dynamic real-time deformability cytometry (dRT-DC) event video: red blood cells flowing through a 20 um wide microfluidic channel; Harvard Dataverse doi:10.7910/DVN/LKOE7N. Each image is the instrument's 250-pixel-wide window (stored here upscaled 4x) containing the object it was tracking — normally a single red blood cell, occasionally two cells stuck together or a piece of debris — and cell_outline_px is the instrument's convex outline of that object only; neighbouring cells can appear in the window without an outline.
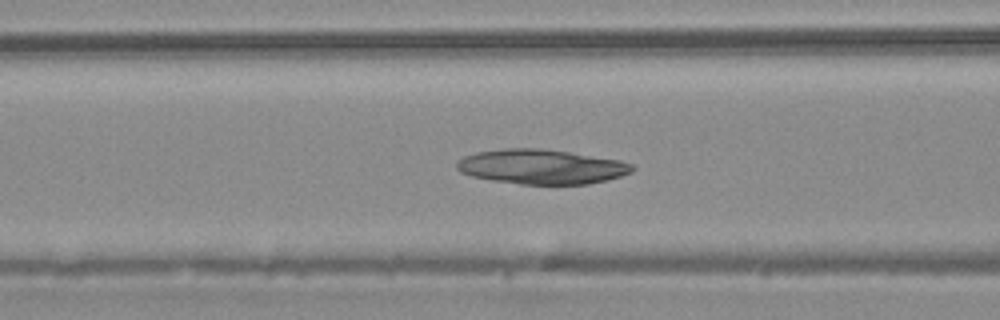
{"species": "common noctule bat (a hibernating species)", "species_latin": "Nyctalus noctula", "temperature_condition": "warm", "stored_images_in_passage": 44, "camera_frame_rate_fps": 3000, "um_per_image_px": 0.085, "animal": {"sex": "male", "body_mass_g": 20.4}, "frame": {"image": 1, "passage_image": 16, "time_ms": 5.0, "image_size_px": [1000, 320], "cell_outline_px": [[636, 168], [632, 172], [608, 180], [588, 184], [520, 184], [492, 180], [472, 176], [460, 172], [456, 168], [456, 164], [464, 156], [476, 152], [504, 148], [540, 148], [568, 152], [620, 160], [632, 164]], "centroid_in_image_um": [46.03, 14.17], "position_along_channel_um": 120.6, "area_um2": 35.43}}
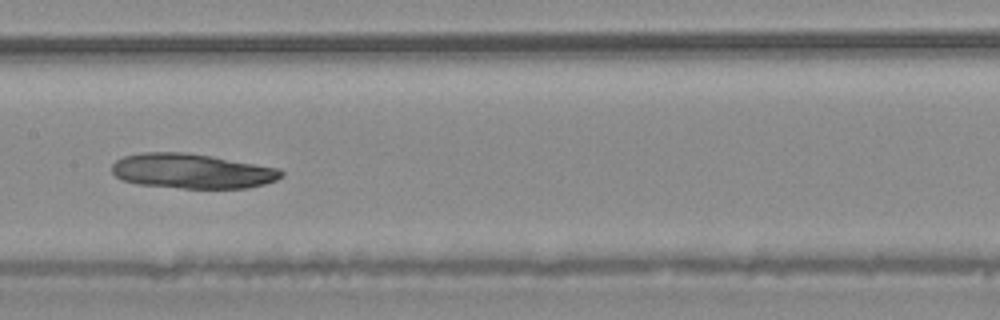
{"frame": {"image": 2, "passage_image": 21, "time_ms": 6.667, "image_size_px": [1000, 320], "cell_outline_px": [[284, 176], [276, 180], [264, 184], [248, 188], [180, 188], [136, 184], [120, 180], [112, 172], [112, 164], [116, 160], [124, 156], [144, 152], [184, 152], [212, 156], [280, 168], [284, 172]], "centroid_in_image_um": [16.32, 14.54], "position_along_channel_um": 191.1, "area_um2": 34.62}}
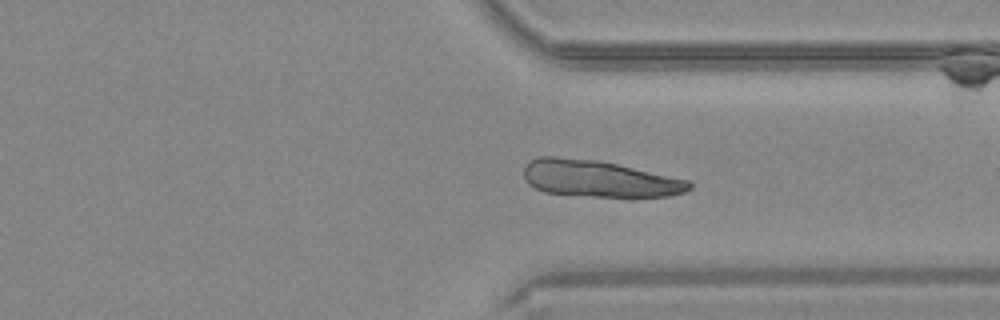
{"frame": {"image": 3, "passage_image": 33, "time_ms": 10.667, "image_size_px": [1000, 320], "cell_outline_px": [[692, 188], [684, 192], [668, 196], [596, 196], [544, 192], [528, 184], [524, 176], [524, 168], [528, 160], [536, 156], [556, 156], [596, 160], [616, 164], [688, 180], [692, 184]], "centroid_in_image_um": [50.86, 15.17], "position_along_channel_um": 360.5, "area_um2": 34.97}}